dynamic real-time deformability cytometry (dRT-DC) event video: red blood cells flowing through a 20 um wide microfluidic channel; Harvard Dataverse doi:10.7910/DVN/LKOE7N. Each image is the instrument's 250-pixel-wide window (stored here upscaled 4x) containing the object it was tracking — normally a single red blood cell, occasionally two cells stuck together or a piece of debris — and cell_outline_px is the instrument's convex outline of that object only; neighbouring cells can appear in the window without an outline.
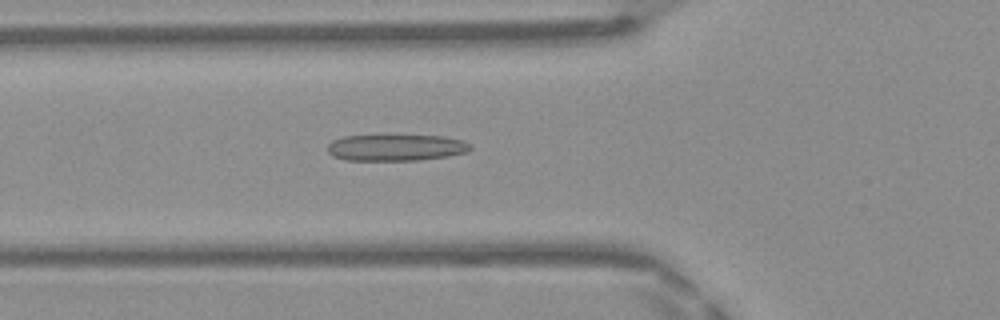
{"species": "Egyptian fruit bat (a non-hibernating species)", "species_latin": "Rousettus aegyptiacus", "temperature_condition": "warm", "stored_images_in_passage": 38, "camera_frame_rate_fps": 3000, "um_per_image_px": 0.085, "frame": {"image": 1, "passage_image": 7, "time_ms": 2.0, "image_size_px": [1000, 320], "cell_outline_px": [[472, 148], [468, 152], [448, 156], [416, 160], [348, 160], [332, 156], [328, 152], [328, 144], [332, 140], [344, 136], [444, 136], [464, 140], [472, 144]], "centroid_in_image_um": [33.69, 12.54], "position_along_channel_um": 92.1, "area_um2": 21.96}}
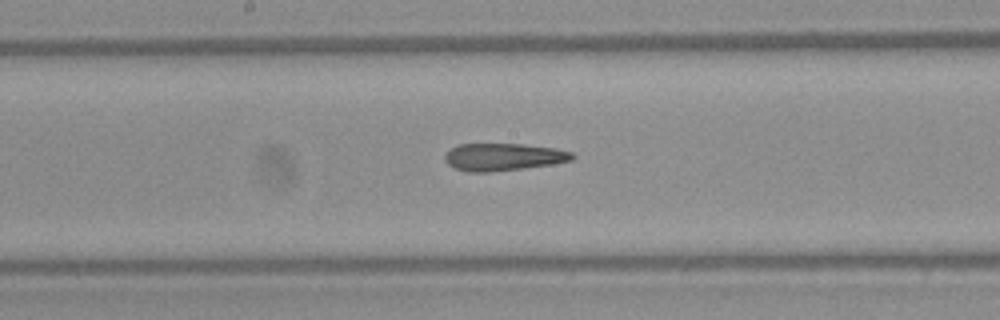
{"frame": {"image": 2, "passage_image": 15, "time_ms": 4.667, "image_size_px": [1000, 320], "cell_outline_px": [[576, 156], [572, 160], [552, 164], [524, 168], [488, 172], [468, 172], [456, 168], [448, 164], [444, 160], [444, 156], [456, 144], [524, 144], [556, 148], [572, 152]], "centroid_in_image_um": [42.8, 13.33], "position_along_channel_um": 205.4, "area_um2": 20.35}}
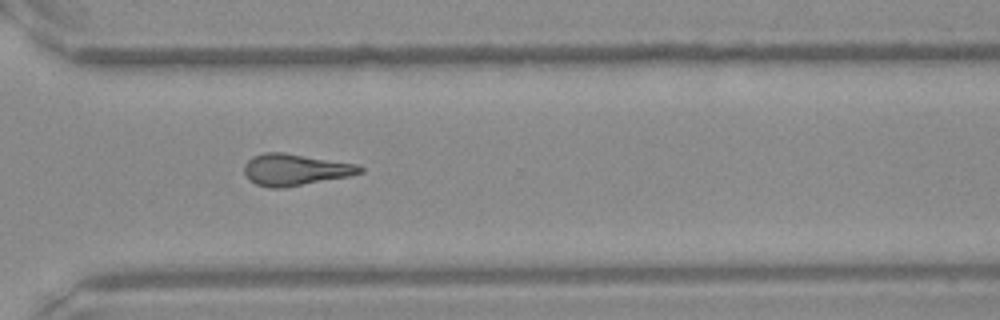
{"frame": {"image": 3, "passage_image": 25, "time_ms": 8.0, "image_size_px": [1000, 320], "cell_outline_px": [[364, 172], [352, 176], [284, 188], [272, 188], [256, 184], [248, 180], [244, 172], [244, 164], [252, 156], [264, 152], [284, 152], [356, 164], [364, 168]], "centroid_in_image_um": [25.09, 14.43], "position_along_channel_um": 345.5, "area_um2": 21.56}, "authors_computed_cell_mechanics": {"area_um2": 20.7502, "velocity_mm_per_s": 4.2082, "shape_relaxation_time_tau1_ms": null, "shape_relaxation_time_tau2_ms": 2.7678, "deformation_change_tau1": null, "deformation_change_tau2": 0.1502}}